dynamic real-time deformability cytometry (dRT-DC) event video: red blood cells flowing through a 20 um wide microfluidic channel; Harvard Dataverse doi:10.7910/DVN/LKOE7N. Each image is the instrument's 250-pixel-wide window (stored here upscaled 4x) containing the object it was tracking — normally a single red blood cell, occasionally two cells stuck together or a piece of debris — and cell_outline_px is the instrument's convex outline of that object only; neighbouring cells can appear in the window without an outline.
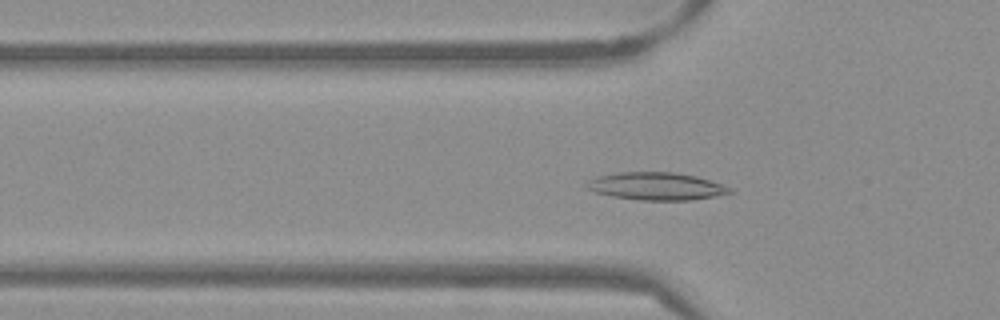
{"species": "Egyptian fruit bat (a non-hibernating species)", "species_latin": "Rousettus aegyptiacus", "temperature_condition": "warm", "stored_images_in_passage": 53, "camera_frame_rate_fps": 3000, "um_per_image_px": 0.085, "frame": {"image": 1, "passage_image": 17, "time_ms": 5.333, "image_size_px": [1000, 320], "cell_outline_px": [[736, 192], [692, 200], [640, 200], [612, 196], [596, 192], [588, 188], [588, 180], [596, 176], [620, 172], [676, 172], [696, 176], [732, 188]], "centroid_in_image_um": [55.81, 15.82], "position_along_channel_um": 70.0, "area_um2": 22.89}}
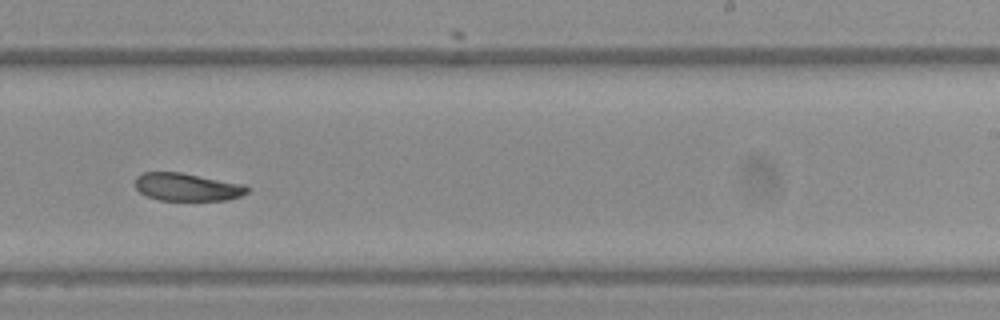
{"frame": {"image": 2, "passage_image": 33, "time_ms": 10.667, "image_size_px": [1000, 320], "cell_outline_px": [[248, 192], [240, 196], [228, 200], [160, 200], [148, 196], [140, 192], [136, 188], [136, 176], [144, 172], [180, 172], [244, 184], [248, 188]], "centroid_in_image_um": [15.91, 15.89], "position_along_channel_um": 273.1, "area_um2": 18.03}}
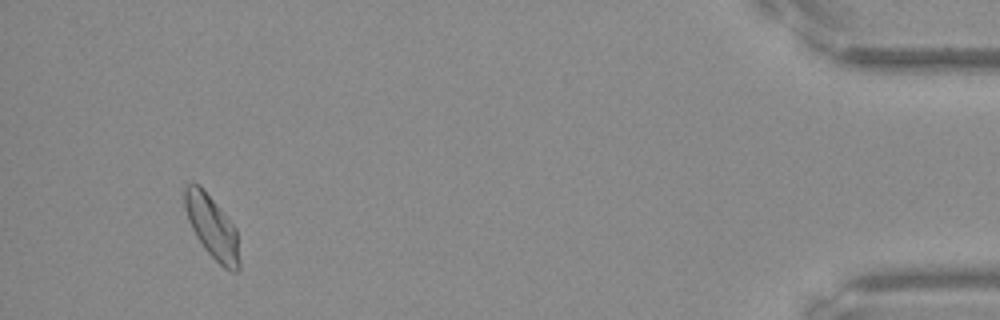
{"frame": {"image": 3, "passage_image": 50, "time_ms": 16.333, "image_size_px": [1000, 320], "cell_outline_px": [[240, 268], [236, 272], [228, 272], [204, 248], [196, 236], [188, 220], [184, 208], [180, 188], [184, 184], [192, 180], [200, 184], [236, 228], [240, 260]], "centroid_in_image_um": [17.96, 19.22], "position_along_channel_um": 417.2, "area_um2": 20.63}, "authors_computed_cell_mechanics": {"area_um2": 19.7098, "velocity_mm_per_s": 3.8018, "shape_relaxation_time_tau1_ms": 4.9683, "shape_relaxation_time_tau2_ms": 5.7166, "deformation_change_tau1": 0.1415, "deformation_change_tau2": 0.0945}}